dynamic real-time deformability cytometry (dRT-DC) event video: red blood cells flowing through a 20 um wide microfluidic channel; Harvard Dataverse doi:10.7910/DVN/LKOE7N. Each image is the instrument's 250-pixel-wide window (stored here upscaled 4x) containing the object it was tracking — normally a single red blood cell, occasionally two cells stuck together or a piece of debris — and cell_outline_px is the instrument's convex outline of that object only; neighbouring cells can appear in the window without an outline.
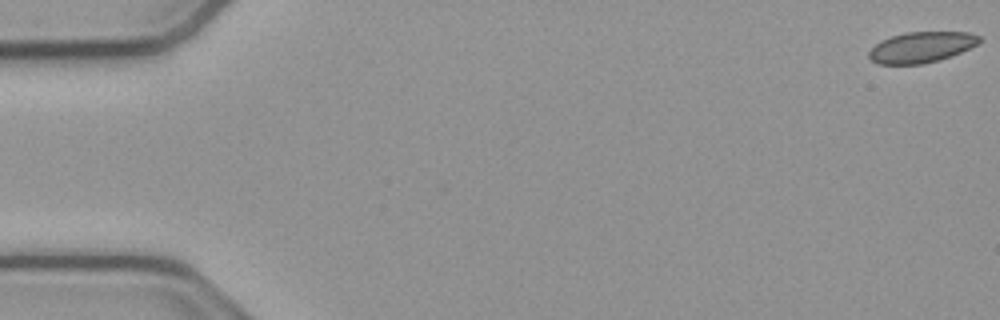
{"species": "common noctule bat (a hibernating species)", "species_latin": "Nyctalus noctula", "temperature_condition": "cold", "stored_images_in_passage": 3, "camera_frame_rate_fps": 3000, "um_per_image_px": 0.085, "animal": {"sex": "male", "body_mass_g": 23.1, "forearm_length_mm": 52.7}, "frame": {"image": 1, "passage_image": 1, "time_ms": 0.0, "image_size_px": [1000, 320], "cell_outline_px": [[984, 40], [952, 56], [940, 60], [924, 64], [876, 64], [868, 56], [868, 52], [880, 40], [904, 32], [968, 32], [980, 36]], "centroid_in_image_um": [78.31, 4.01], "position_along_channel_um": 6.7, "area_um2": 19.88}}